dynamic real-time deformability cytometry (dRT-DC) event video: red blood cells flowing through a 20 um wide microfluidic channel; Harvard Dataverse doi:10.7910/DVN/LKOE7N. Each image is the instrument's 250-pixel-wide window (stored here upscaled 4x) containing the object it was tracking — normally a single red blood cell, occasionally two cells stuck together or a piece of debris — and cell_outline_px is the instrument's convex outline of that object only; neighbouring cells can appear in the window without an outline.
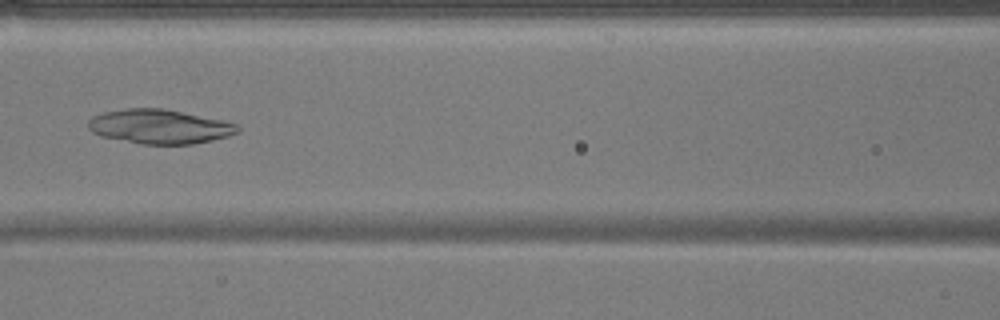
{"species": "common noctule bat (a hibernating species)", "species_latin": "Nyctalus noctula", "temperature_condition": "warm", "stored_images_in_passage": 48, "camera_frame_rate_fps": 3000, "um_per_image_px": 0.085, "animal": {"sex": "male", "body_mass_g": 17.9}, "frame": {"image": 1, "passage_image": 20, "time_ms": 6.333, "image_size_px": [1000, 320], "cell_outline_px": [[240, 132], [228, 136], [212, 140], [192, 144], [140, 144], [100, 136], [92, 132], [88, 128], [88, 120], [92, 116], [104, 112], [128, 108], [164, 108], [220, 120], [236, 124], [240, 128]], "centroid_in_image_um": [13.53, 10.76], "position_along_channel_um": 153.1, "area_um2": 29.82}}
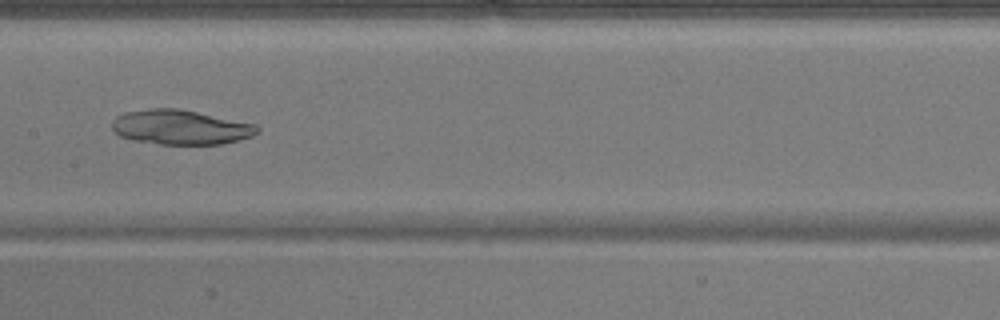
{"frame": {"image": 2, "passage_image": 23, "time_ms": 7.333, "image_size_px": [1000, 320], "cell_outline_px": [[260, 132], [252, 136], [220, 144], [160, 144], [132, 140], [120, 136], [112, 128], [112, 120], [116, 116], [124, 112], [152, 108], [180, 108], [256, 124], [260, 128]], "centroid_in_image_um": [15.34, 10.8], "position_along_channel_um": 192.1, "area_um2": 29.42}}
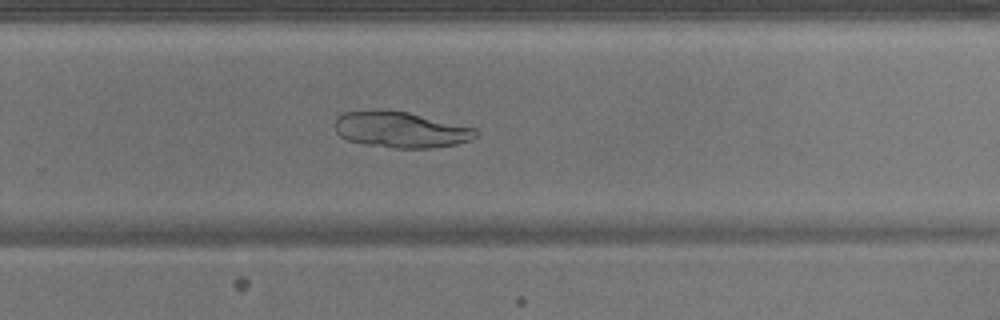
{"frame": {"image": 3, "passage_image": 31, "time_ms": 10.0, "image_size_px": [1000, 320], "cell_outline_px": [[480, 132], [476, 136], [468, 140], [456, 144], [432, 148], [396, 148], [364, 144], [348, 140], [340, 136], [336, 132], [336, 116], [344, 112], [408, 112], [476, 128]], "centroid_in_image_um": [34.1, 11.05], "position_along_channel_um": 295.7, "area_um2": 28.9}}